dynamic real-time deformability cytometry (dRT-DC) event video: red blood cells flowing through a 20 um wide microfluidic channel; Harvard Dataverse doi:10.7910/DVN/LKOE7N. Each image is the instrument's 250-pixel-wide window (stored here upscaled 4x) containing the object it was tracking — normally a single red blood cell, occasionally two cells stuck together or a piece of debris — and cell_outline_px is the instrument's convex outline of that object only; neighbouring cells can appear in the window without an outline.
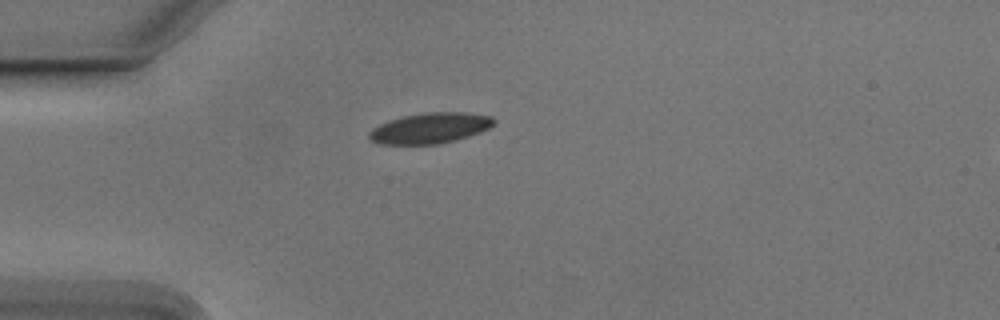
{"species": "Egyptian fruit bat (a non-hibernating species)", "species_latin": "Rousettus aegyptiacus", "temperature_condition": "cold", "stored_images_in_passage": 40, "camera_frame_rate_fps": 3000, "um_per_image_px": 0.085, "animal": {"sex": "male"}, "frame": {"image": 1, "passage_image": 1, "time_ms": 0.0, "image_size_px": [1000, 320], "cell_outline_px": [[496, 120], [488, 128], [480, 132], [452, 140], [436, 144], [380, 144], [372, 140], [368, 136], [368, 132], [372, 128], [388, 120], [404, 116], [424, 112], [468, 112], [492, 116]], "centroid_in_image_um": [36.53, 10.87], "position_along_channel_um": 48.5, "area_um2": 22.08}}
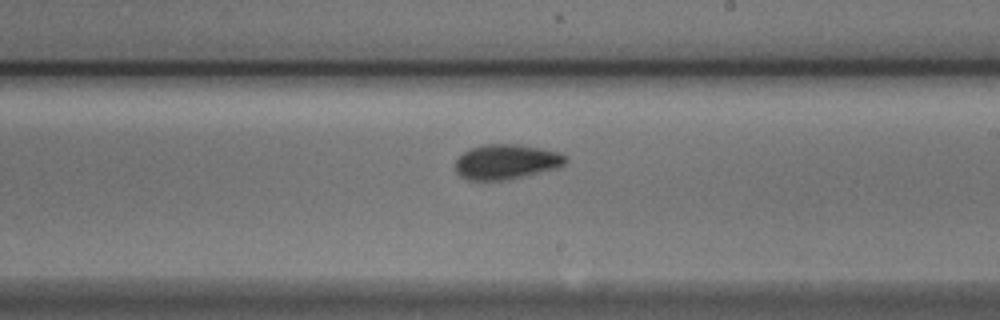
{"frame": {"image": 2, "passage_image": 18, "time_ms": 5.667, "image_size_px": [1000, 320], "cell_outline_px": [[568, 160], [560, 168], [512, 180], [464, 180], [456, 172], [456, 160], [464, 152], [472, 148], [484, 144], [520, 144], [544, 148], [560, 152], [568, 156]], "centroid_in_image_um": [43.11, 13.76], "position_along_channel_um": 245.9, "area_um2": 23.06}}
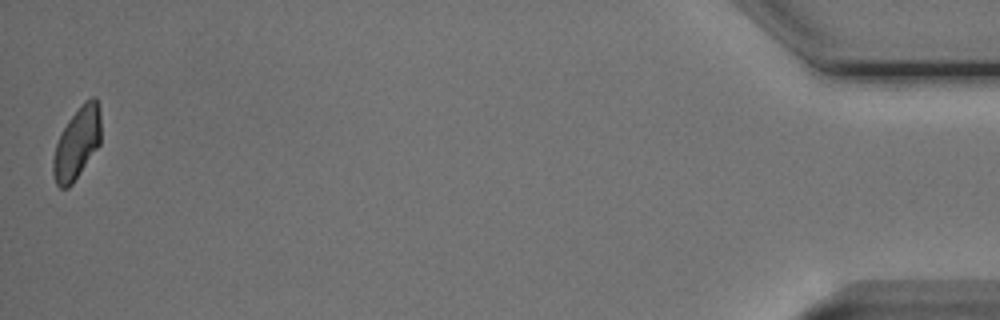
{"frame": {"image": 3, "passage_image": 40, "time_ms": 13.0, "image_size_px": [1000, 320], "cell_outline_px": [[100, 144], [72, 184], [68, 188], [60, 188], [56, 184], [52, 172], [52, 160], [56, 144], [68, 120], [84, 100], [92, 96], [96, 96], [100, 112]], "centroid_in_image_um": [6.54, 12.16], "position_along_channel_um": 428.7, "area_um2": 19.94}, "authors_computed_cell_mechanics": {"area_um2": 21.5883, "velocity_mm_per_s": 3.7752, "shape_relaxation_time_tau1_ms": 2.4251, "shape_relaxation_time_tau2_ms": 2.4175, "deformation_change_tau1": 0.1034, "deformation_change_tau2": 0.056}}